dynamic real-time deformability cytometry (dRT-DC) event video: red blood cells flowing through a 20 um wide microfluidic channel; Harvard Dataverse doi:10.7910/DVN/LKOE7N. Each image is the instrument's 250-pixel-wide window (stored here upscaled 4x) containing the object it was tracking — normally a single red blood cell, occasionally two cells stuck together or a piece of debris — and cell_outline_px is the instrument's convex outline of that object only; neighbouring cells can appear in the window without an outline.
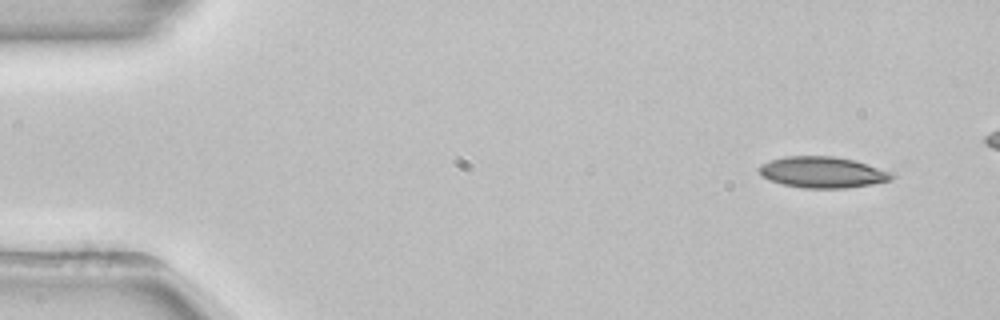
{"species": "common noctule bat (a hibernating species)", "species_latin": "Nyctalus noctula", "temperature_condition": "room temperature", "stored_images_in_passage": 46, "camera_frame_rate_fps": 3000, "um_per_image_px": 0.085, "animal": {"sex": "female", "body_mass_g": 22.7, "forearm_length_mm": 54.2}, "frame": {"image": 1, "passage_image": 1, "time_ms": 0.0, "image_size_px": [1000, 320], "cell_outline_px": [[896, 176], [892, 180], [872, 184], [844, 188], [804, 188], [784, 184], [768, 180], [760, 172], [760, 164], [784, 156], [832, 156], [856, 160], [896, 172]], "centroid_in_image_um": [70.01, 14.63], "position_along_channel_um": 15.0, "area_um2": 24.28}}